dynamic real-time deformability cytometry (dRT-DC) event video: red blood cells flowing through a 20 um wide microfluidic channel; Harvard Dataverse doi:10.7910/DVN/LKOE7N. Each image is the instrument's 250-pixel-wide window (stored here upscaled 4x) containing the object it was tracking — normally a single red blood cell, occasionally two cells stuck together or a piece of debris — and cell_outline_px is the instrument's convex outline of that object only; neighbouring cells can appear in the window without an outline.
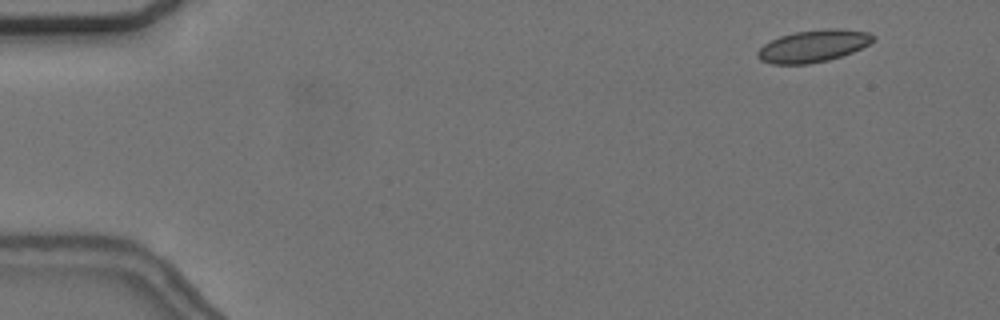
{"species": "common noctule bat (a hibernating species)", "species_latin": "Nyctalus noctula", "temperature_condition": "cold", "stored_images_in_passage": 55, "camera_frame_rate_fps": 3000, "um_per_image_px": 0.085, "animal": {"sex": "female", "body_mass_g": 24.6, "forearm_length_mm": 56.2}, "frame": {"image": 1, "passage_image": 4, "time_ms": 1.0, "image_size_px": [1000, 320], "cell_outline_px": [[876, 36], [868, 44], [852, 52], [828, 60], [808, 64], [772, 64], [760, 60], [756, 56], [756, 52], [764, 44], [780, 36], [796, 32], [824, 28], [836, 28], [868, 32]], "centroid_in_image_um": [69.1, 3.91], "position_along_channel_um": 15.9, "area_um2": 21.5}}
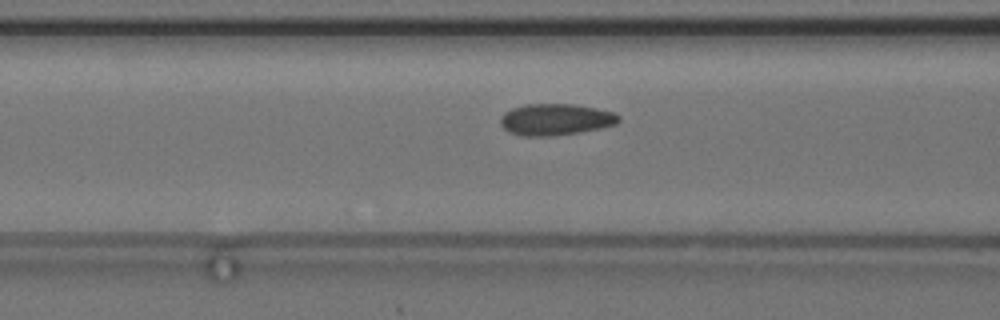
{"frame": {"image": 2, "passage_image": 22, "time_ms": 7.0, "image_size_px": [1000, 320], "cell_outline_px": [[620, 120], [616, 124], [600, 128], [580, 132], [552, 136], [520, 136], [508, 132], [500, 124], [500, 116], [504, 112], [512, 108], [524, 104], [572, 104], [596, 108], [612, 112], [620, 116]], "centroid_in_image_um": [47.18, 10.16], "position_along_channel_um": 119.4, "area_um2": 21.85}}
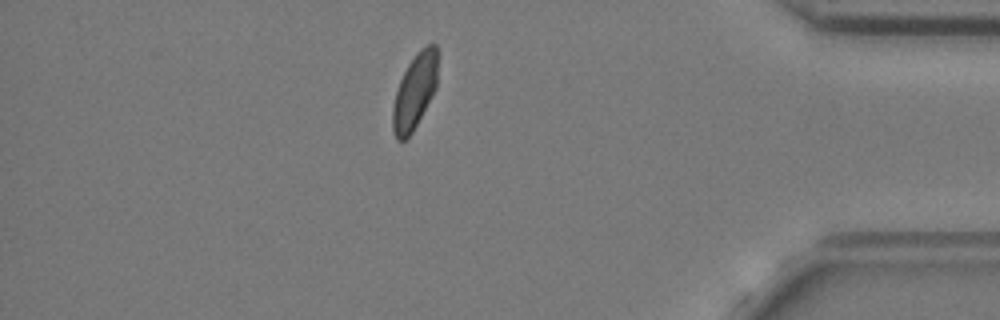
{"frame": {"image": 3, "passage_image": 48, "time_ms": 15.667, "image_size_px": [1000, 320], "cell_outline_px": [[436, 88], [412, 132], [404, 140], [396, 140], [392, 132], [392, 108], [396, 92], [400, 80], [408, 64], [416, 52], [420, 48], [428, 44], [436, 44]], "centroid_in_image_um": [35.21, 7.78], "position_along_channel_um": 400.0, "area_um2": 19.42}, "authors_computed_cell_mechanics": {"area_um2": 21.2704, "velocity_mm_per_s": 3.6469, "shape_relaxation_time_tau1_ms": null, "shape_relaxation_time_tau2_ms": 1.5197, "deformation_change_tau1": null, "deformation_change_tau2": 0.0619}}